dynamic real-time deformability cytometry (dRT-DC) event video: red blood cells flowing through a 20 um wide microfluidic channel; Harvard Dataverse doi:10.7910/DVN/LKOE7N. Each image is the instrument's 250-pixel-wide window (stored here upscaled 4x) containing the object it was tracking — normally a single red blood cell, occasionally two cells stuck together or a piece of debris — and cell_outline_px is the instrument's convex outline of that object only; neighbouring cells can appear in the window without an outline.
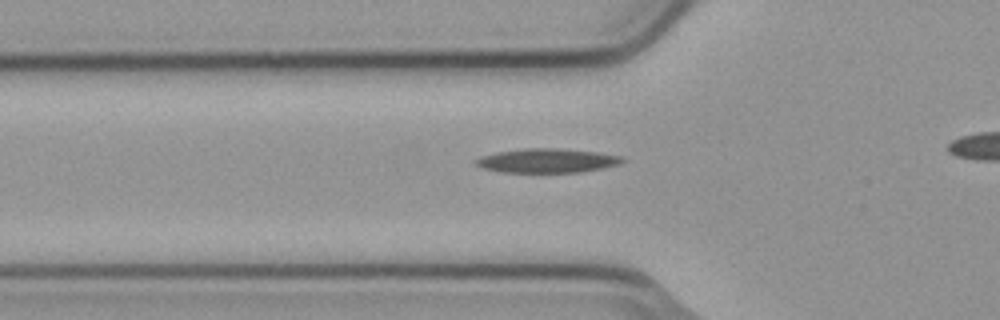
{"species": "common noctule bat (a hibernating species)", "species_latin": "Nyctalus noctula", "temperature_condition": "cold", "stored_images_in_passage": 4, "camera_frame_rate_fps": 3000, "um_per_image_px": 0.085, "animal": {"sex": "male", "body_mass_g": 23.1, "forearm_length_mm": 52.7}, "frame": {"image": 1, "passage_image": 4, "time_ms": 1.0, "image_size_px": [1000, 320], "cell_outline_px": [[624, 160], [620, 164], [580, 172], [504, 172], [484, 168], [476, 164], [472, 160], [480, 156], [496, 152], [524, 148], [560, 148], [596, 152], [624, 156]], "centroid_in_image_um": [46.49, 13.64], "position_along_channel_um": 79.3, "area_um2": 20.58}}